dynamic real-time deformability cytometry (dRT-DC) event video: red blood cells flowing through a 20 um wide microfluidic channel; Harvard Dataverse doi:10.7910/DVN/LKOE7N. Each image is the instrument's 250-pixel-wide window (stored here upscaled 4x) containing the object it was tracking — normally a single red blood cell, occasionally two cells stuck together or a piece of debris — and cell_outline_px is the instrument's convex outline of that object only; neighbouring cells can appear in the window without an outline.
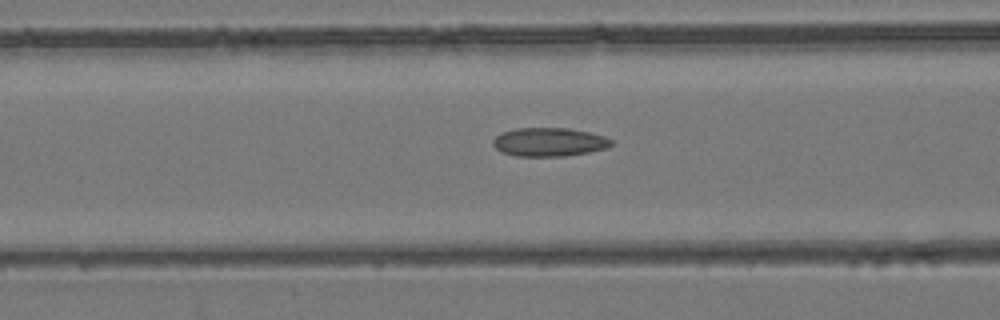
{"species": "common noctule bat (a hibernating species)", "species_latin": "Nyctalus noctula", "temperature_condition": "room temperature", "stored_images_in_passage": 44, "camera_frame_rate_fps": 3000, "um_per_image_px": 0.085, "animal": {"sex": "female", "body_mass_g": 24.6, "forearm_length_mm": 56.2}, "frame": {"image": 1, "passage_image": 18, "time_ms": 5.667, "image_size_px": [1000, 320], "cell_outline_px": [[612, 144], [608, 148], [588, 152], [564, 156], [516, 156], [500, 152], [492, 144], [492, 140], [500, 132], [516, 128], [568, 128], [588, 132], [604, 136], [612, 140]], "centroid_in_image_um": [46.64, 12.07], "position_along_channel_um": 120.0, "area_um2": 19.83}}
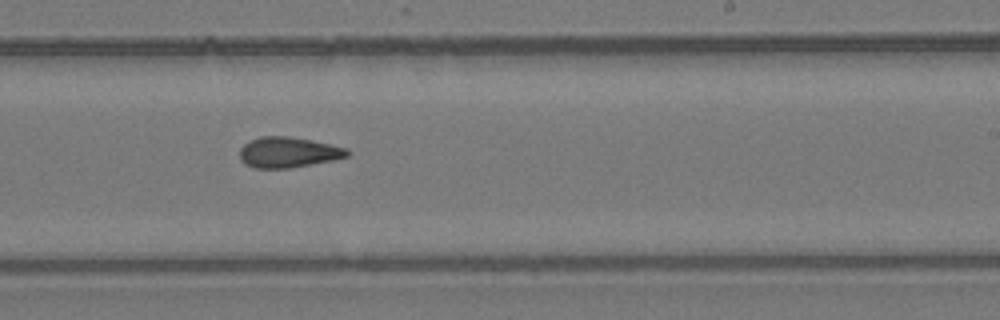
{"frame": {"image": 2, "passage_image": 29, "time_ms": 9.333, "image_size_px": [1000, 320], "cell_outline_px": [[352, 152], [348, 156], [332, 160], [288, 168], [256, 168], [244, 164], [240, 160], [240, 148], [244, 144], [260, 136], [292, 136], [312, 140], [348, 148]], "centroid_in_image_um": [24.51, 12.94], "position_along_channel_um": 264.5, "area_um2": 19.19}}
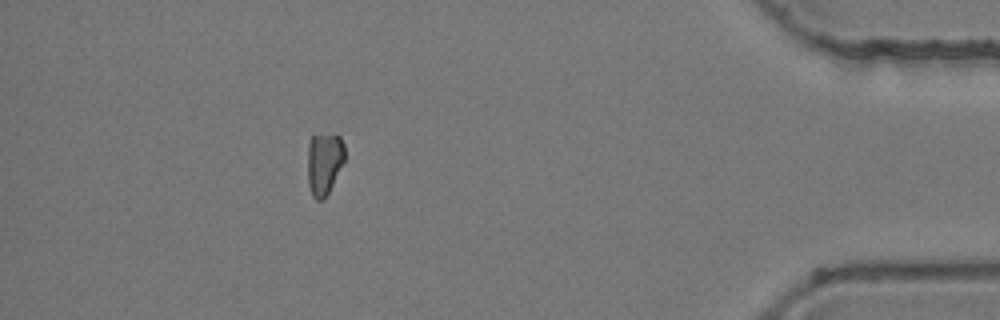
{"frame": {"image": 3, "passage_image": 44, "time_ms": 14.333, "image_size_px": [1000, 320], "cell_outline_px": [[344, 160], [324, 200], [316, 200], [312, 196], [308, 184], [308, 144], [312, 136], [340, 136], [344, 144]], "centroid_in_image_um": [27.53, 13.92], "position_along_channel_um": 407.7, "area_um2": 13.18}, "authors_computed_cell_mechanics": {"area_um2": 19.2763, "velocity_mm_per_s": 3.9451, "shape_relaxation_time_tau1_ms": null, "shape_relaxation_time_tau2_ms": 3.0553, "deformation_change_tau1": null, "deformation_change_tau2": 0.0954}}